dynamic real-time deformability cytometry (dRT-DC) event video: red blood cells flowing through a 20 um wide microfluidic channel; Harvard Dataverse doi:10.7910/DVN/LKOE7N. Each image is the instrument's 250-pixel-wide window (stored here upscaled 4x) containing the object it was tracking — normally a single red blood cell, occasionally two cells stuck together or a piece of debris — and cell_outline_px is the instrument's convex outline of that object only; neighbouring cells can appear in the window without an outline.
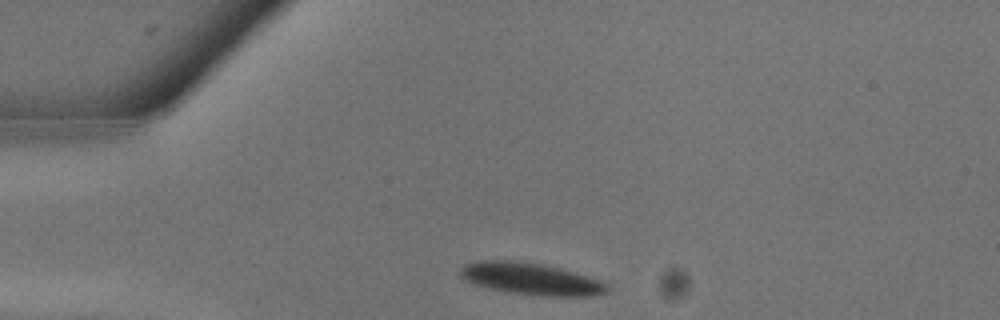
{"species": "common noctule bat (a hibernating species)", "species_latin": "Nyctalus noctula", "temperature_condition": "warm", "stored_images_in_passage": 11, "camera_frame_rate_fps": 3000, "um_per_image_px": 0.085, "animal": {"sex": "male", "body_mass_g": 13.3}, "frame": {"image": 1, "passage_image": 1, "time_ms": 0.0, "image_size_px": [1000, 320], "cell_outline_px": [[608, 292], [588, 296], [544, 296], [508, 292], [488, 288], [472, 284], [464, 280], [460, 276], [460, 268], [468, 264], [480, 260], [512, 260], [540, 264], [560, 268], [604, 280], [608, 284]], "centroid_in_image_um": [45.15, 23.71], "position_along_channel_um": 39.9, "area_um2": 27.46}}
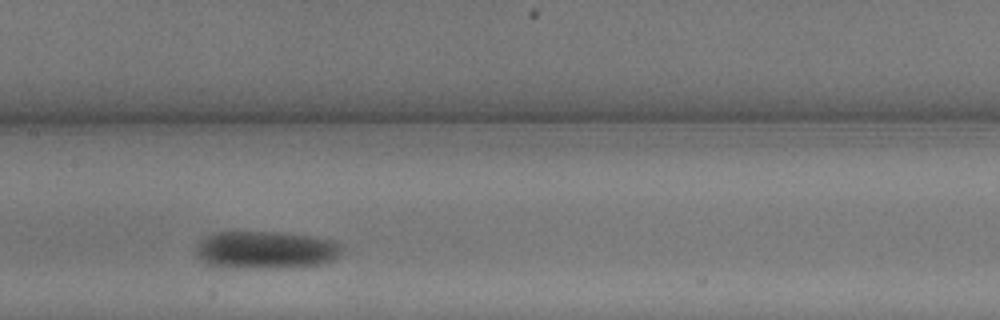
{"frame": {"image": 2, "passage_image": 8, "time_ms": 2.333, "image_size_px": [1000, 320], "cell_outline_px": [[344, 248], [332, 260], [320, 264], [264, 268], [220, 268], [208, 264], [200, 260], [196, 256], [196, 248], [200, 240], [212, 232], [276, 232], [312, 236], [336, 240]], "centroid_in_image_um": [22.53, 21.24], "position_along_channel_um": 184.9, "area_um2": 32.19}}
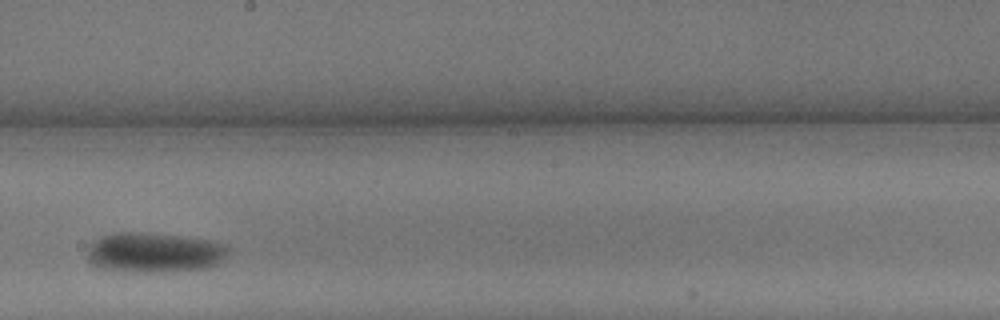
{"frame": {"image": 3, "passage_image": 10, "time_ms": 3.0, "image_size_px": [1000, 320], "cell_outline_px": [[228, 256], [216, 264], [208, 268], [160, 272], [140, 272], [104, 268], [88, 260], [88, 244], [100, 236], [116, 232], [140, 232], [212, 240], [228, 244]], "centroid_in_image_um": [13.15, 21.45], "position_along_channel_um": 235.0, "area_um2": 32.77}}